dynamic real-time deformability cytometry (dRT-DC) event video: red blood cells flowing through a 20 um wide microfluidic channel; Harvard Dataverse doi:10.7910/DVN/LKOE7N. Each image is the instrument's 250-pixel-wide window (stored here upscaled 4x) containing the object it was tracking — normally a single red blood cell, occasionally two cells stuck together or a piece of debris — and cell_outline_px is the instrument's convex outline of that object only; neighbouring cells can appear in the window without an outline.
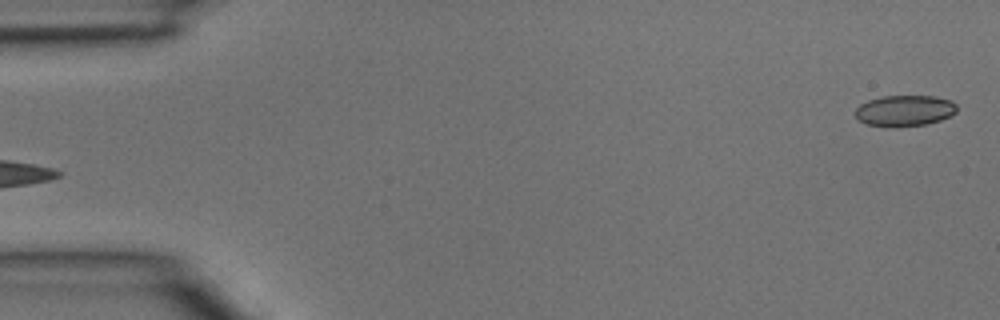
{"species": "common noctule bat (a hibernating species)", "species_latin": "Nyctalus noctula", "temperature_condition": "room temperature", "stored_images_in_passage": 4, "segment_of_instrument_passage": [2, 2], "camera_frame_rate_fps": 3000, "um_per_image_px": 0.085, "animal": {"sex": "male", "body_mass_g": 15.6}, "frame": {"image": 1, "passage_image": 4, "time_ms": 1.0, "image_size_px": [1000, 320], "cell_outline_px": [[956, 112], [940, 120], [924, 124], [888, 128], [868, 124], [860, 120], [856, 116], [856, 108], [860, 104], [868, 100], [884, 96], [936, 96], [952, 100], [956, 104]], "centroid_in_image_um": [76.89, 9.4], "position_along_channel_um": 8.1, "area_um2": 18.32}}